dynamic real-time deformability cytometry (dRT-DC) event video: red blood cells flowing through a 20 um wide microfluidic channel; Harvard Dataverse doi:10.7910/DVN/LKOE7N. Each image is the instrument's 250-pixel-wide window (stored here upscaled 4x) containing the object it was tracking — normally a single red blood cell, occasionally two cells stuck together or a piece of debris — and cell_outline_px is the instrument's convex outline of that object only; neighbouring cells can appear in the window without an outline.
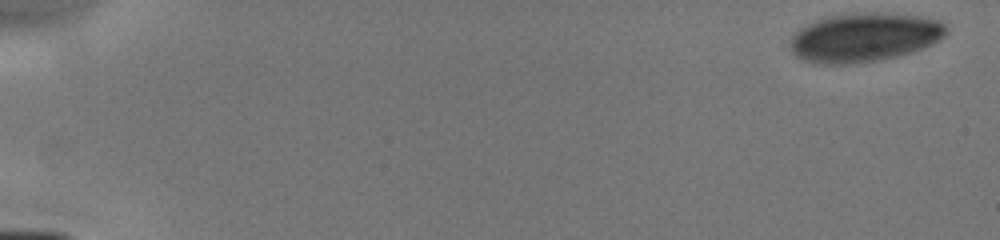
{"species": "human", "species_latin": "Homo sapiens", "temperature_condition": "cold", "stored_images_in_passage": 6, "camera_frame_rate_fps": 3000, "um_per_image_px": 0.085, "donor": {"sex": "male"}, "frame": {"image": 1, "passage_image": 1, "time_ms": 0.0, "image_size_px": [1000, 240], "cell_outline_px": [[948, 32], [944, 36], [932, 44], [912, 52], [900, 56], [880, 60], [844, 64], [816, 64], [804, 60], [796, 56], [792, 52], [792, 36], [800, 28], [816, 20], [828, 16], [852, 12], [876, 12], [920, 16], [940, 20], [948, 28]], "centroid_in_image_um": [73.5, 3.17], "position_along_channel_um": 11.5, "area_um2": 44.68}}
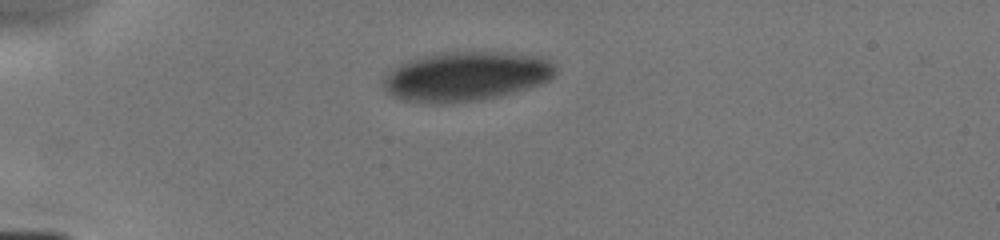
{"frame": {"image": 2, "passage_image": 5, "time_ms": 4.0, "image_size_px": [1000, 240], "cell_outline_px": [[556, 72], [548, 80], [540, 84], [500, 96], [476, 100], [440, 104], [436, 104], [400, 100], [392, 96], [384, 88], [384, 76], [400, 64], [408, 60], [440, 52], [500, 52], [540, 56], [556, 64]], "centroid_in_image_um": [39.6, 6.49], "position_along_channel_um": 45.4, "area_um2": 49.48}}